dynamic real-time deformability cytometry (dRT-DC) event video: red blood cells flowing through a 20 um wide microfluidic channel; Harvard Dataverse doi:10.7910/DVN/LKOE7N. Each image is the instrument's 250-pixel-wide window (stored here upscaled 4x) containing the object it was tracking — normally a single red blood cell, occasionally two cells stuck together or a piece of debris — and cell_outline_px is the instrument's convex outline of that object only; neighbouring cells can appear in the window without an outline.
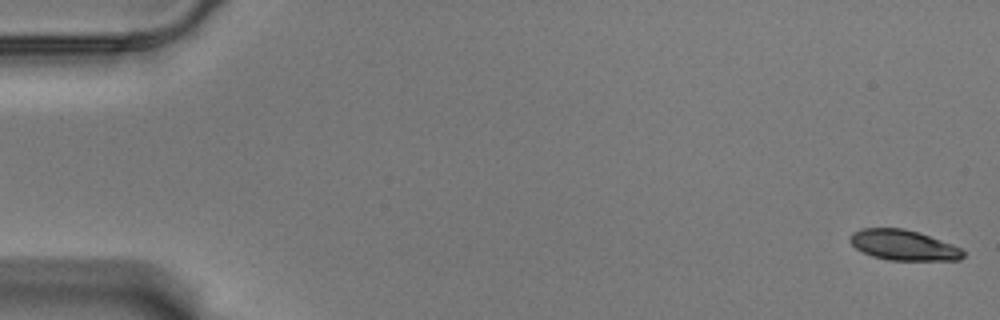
{"species": "Egyptian fruit bat (a non-hibernating species)", "species_latin": "Rousettus aegyptiacus", "temperature_condition": "warm", "stored_images_in_passage": 58, "camera_frame_rate_fps": 3000, "um_per_image_px": 0.085, "animal": {"sex": "male"}, "frame": {"image": 1, "passage_image": 1, "time_ms": 0.0, "image_size_px": [1000, 320], "cell_outline_px": [[964, 256], [960, 260], [892, 260], [872, 256], [856, 248], [848, 240], [848, 236], [852, 232], [864, 228], [904, 228], [952, 244], [960, 248], [964, 252]], "centroid_in_image_um": [76.76, 20.83], "position_along_channel_um": 8.2, "area_um2": 19.83}}
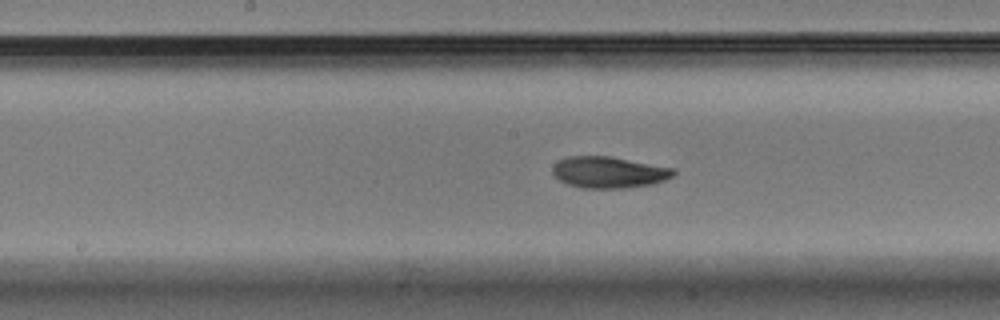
{"frame": {"image": 2, "passage_image": 30, "time_ms": 9.667, "image_size_px": [1000, 320], "cell_outline_px": [[676, 172], [672, 176], [664, 180], [652, 184], [624, 188], [580, 188], [568, 184], [560, 180], [552, 172], [552, 168], [560, 160], [568, 156], [612, 156], [676, 168]], "centroid_in_image_um": [51.79, 14.64], "position_along_channel_um": 196.4, "area_um2": 22.2}}
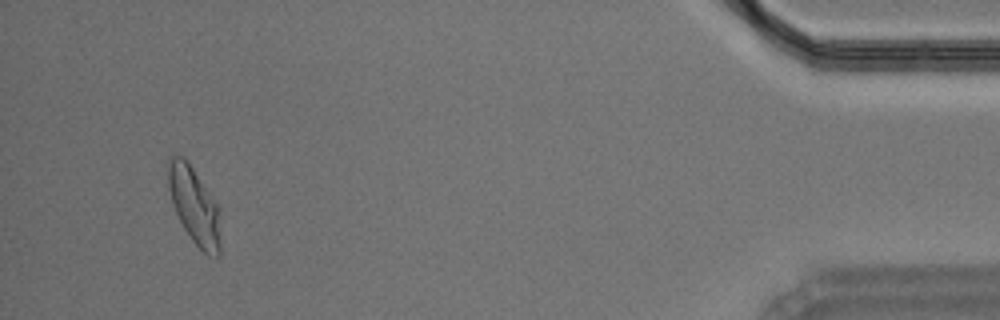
{"frame": {"image": 3, "passage_image": 55, "time_ms": 18.0, "image_size_px": [1000, 320], "cell_outline_px": [[220, 256], [208, 256], [192, 240], [184, 228], [172, 204], [168, 188], [168, 164], [172, 156], [184, 156], [188, 160], [216, 204], [220, 244]], "centroid_in_image_um": [16.48, 17.47], "position_along_channel_um": 418.7, "area_um2": 22.77}, "authors_computed_cell_mechanics": {"area_um2": 21.7906, "velocity_mm_per_s": 3.5077, "shape_relaxation_time_tau1_ms": 3.3006, "shape_relaxation_time_tau2_ms": 2.6527, "deformation_change_tau1": 0.1667, "deformation_change_tau2": 0.0819}}